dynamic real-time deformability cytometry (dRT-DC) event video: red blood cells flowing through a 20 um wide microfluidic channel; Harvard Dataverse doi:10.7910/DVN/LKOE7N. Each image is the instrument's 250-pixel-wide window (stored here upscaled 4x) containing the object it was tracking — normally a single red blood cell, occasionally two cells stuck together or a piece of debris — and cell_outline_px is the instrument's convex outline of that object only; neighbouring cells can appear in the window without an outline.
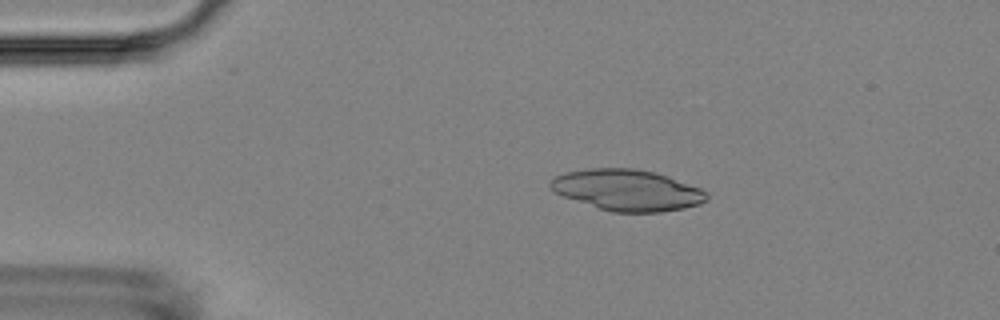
{"species": "Egyptian fruit bat (a non-hibernating species)", "species_latin": "Rousettus aegyptiacus", "temperature_condition": "room temperature", "stored_images_in_passage": 4, "camera_frame_rate_fps": 3000, "um_per_image_px": 0.085, "animal": {"sex": "female"}, "frame": {"image": 1, "passage_image": 2, "time_ms": 1.0, "image_size_px": [1000, 320], "cell_outline_px": [[708, 196], [700, 204], [684, 208], [660, 212], [612, 212], [564, 196], [556, 192], [548, 184], [556, 176], [568, 172], [592, 168], [632, 168], [656, 172], [668, 176], [700, 188], [708, 192]], "centroid_in_image_um": [53.36, 16.15], "position_along_channel_um": 31.6, "area_um2": 36.99}}